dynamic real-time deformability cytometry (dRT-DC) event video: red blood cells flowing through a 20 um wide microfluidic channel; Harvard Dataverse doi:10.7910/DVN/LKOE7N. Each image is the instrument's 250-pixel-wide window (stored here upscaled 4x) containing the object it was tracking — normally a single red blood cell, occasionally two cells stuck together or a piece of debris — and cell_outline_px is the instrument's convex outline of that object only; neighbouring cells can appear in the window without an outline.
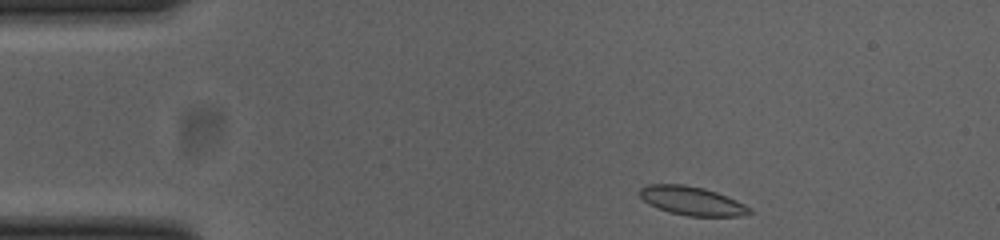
{"species": "common noctule bat (a hibernating species)", "species_latin": "Nyctalus noctula", "temperature_condition": "cold", "stored_images_in_passage": 46, "camera_frame_rate_fps": 3000, "um_per_image_px": 0.085, "animal": {"sex": "female", "body_mass_g": 23.0, "forearm_length_mm": 53.4}, "frame": {"image": 1, "passage_image": 1, "time_ms": 0.0, "image_size_px": [1000, 240], "cell_outline_px": [[752, 212], [736, 216], [688, 216], [672, 212], [660, 208], [644, 200], [640, 196], [640, 188], [648, 184], [684, 184], [704, 188], [716, 192], [736, 200], [752, 208]], "centroid_in_image_um": [58.83, 17.06], "position_along_channel_um": 26.2, "area_um2": 18.03}}
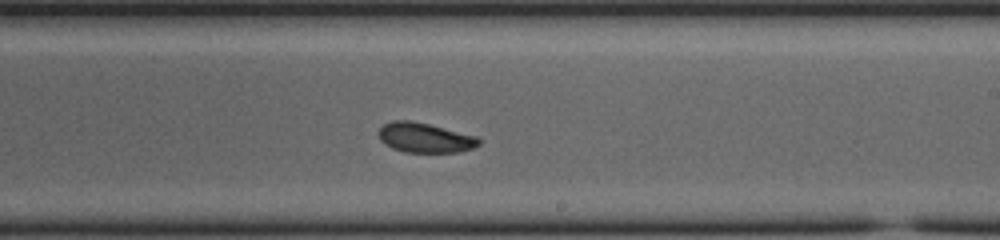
{"frame": {"image": 2, "passage_image": 24, "time_ms": 7.667, "image_size_px": [1000, 240], "cell_outline_px": [[480, 144], [472, 148], [460, 152], [404, 152], [392, 148], [384, 144], [380, 140], [376, 132], [384, 124], [392, 120], [412, 120], [476, 136], [480, 140]], "centroid_in_image_um": [36.06, 11.7], "position_along_channel_um": 252.9, "area_um2": 17.46}}
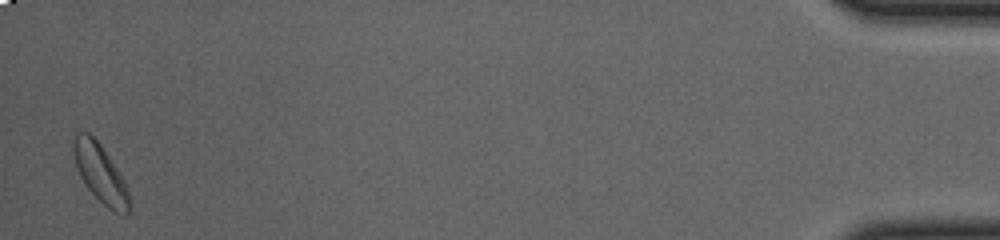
{"frame": {"image": 3, "passage_image": 45, "time_ms": 14.667, "image_size_px": [1000, 240], "cell_outline_px": [[128, 212], [124, 216], [108, 208], [88, 188], [80, 176], [72, 152], [72, 144], [76, 132], [88, 132], [100, 144], [124, 180], [128, 192]], "centroid_in_image_um": [8.49, 14.7], "position_along_channel_um": 426.7, "area_um2": 18.44}, "authors_computed_cell_mechanics": {"area_um2": 17.8024, "velocity_mm_per_s": 3.8037, "shape_relaxation_time_tau1_ms": 6.2002, "shape_relaxation_time_tau2_ms": 3.3126, "deformation_change_tau1": 0.0975, "deformation_change_tau2": 0.078}}